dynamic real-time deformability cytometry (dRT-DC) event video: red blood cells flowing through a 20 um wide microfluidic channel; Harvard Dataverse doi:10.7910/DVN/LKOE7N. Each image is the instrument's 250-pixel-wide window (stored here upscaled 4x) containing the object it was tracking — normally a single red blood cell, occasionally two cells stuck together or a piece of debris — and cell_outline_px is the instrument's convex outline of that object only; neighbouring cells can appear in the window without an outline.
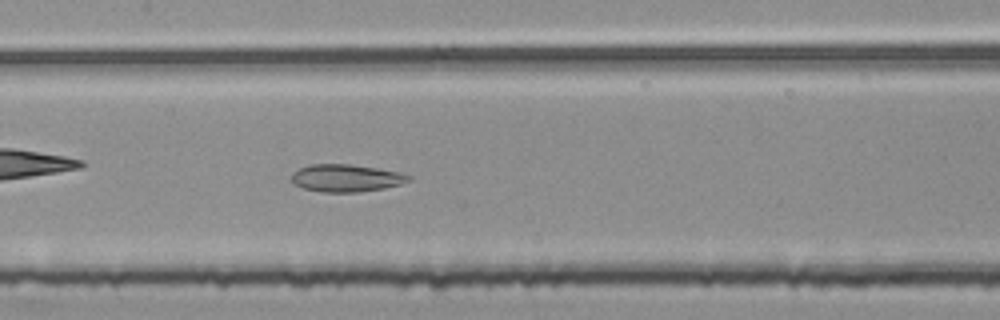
{"species": "common noctule bat (a hibernating species)", "species_latin": "Nyctalus noctula", "temperature_condition": "room temperature", "stored_images_in_passage": 53, "camera_frame_rate_fps": 3000, "um_per_image_px": 0.085, "animal": {"sex": "female", "body_mass_g": 25.1}, "frame": {"image": 1, "passage_image": 26, "time_ms": 8.333, "image_size_px": [1000, 320], "cell_outline_px": [[412, 176], [408, 180], [400, 184], [384, 188], [356, 192], [324, 192], [304, 188], [292, 184], [292, 176], [300, 168], [312, 164], [348, 164], [376, 168], [400, 172]], "centroid_in_image_um": [29.42, 15.13], "position_along_channel_um": 178.0, "area_um2": 18.44}}
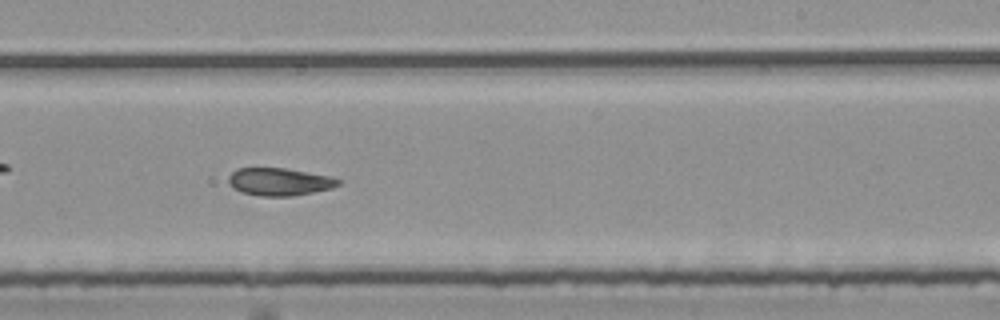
{"frame": {"image": 2, "passage_image": 33, "time_ms": 10.667, "image_size_px": [1000, 320], "cell_outline_px": [[344, 180], [340, 184], [332, 188], [292, 196], [260, 196], [244, 192], [236, 188], [228, 180], [228, 176], [236, 168], [284, 168], [328, 176]], "centroid_in_image_um": [23.78, 15.44], "position_along_channel_um": 265.2, "area_um2": 17.4}}
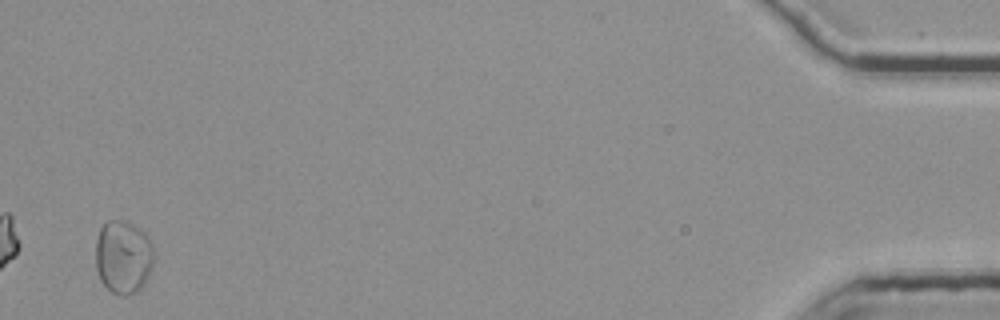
{"frame": {"image": 3, "passage_image": 53, "time_ms": 17.333, "image_size_px": [1000, 320], "cell_outline_px": [[156, 256], [148, 276], [144, 284], [136, 292], [124, 296], [120, 296], [112, 292], [100, 280], [96, 268], [96, 240], [100, 228], [108, 220], [128, 220], [140, 228], [148, 236], [152, 244]], "centroid_in_image_um": [10.5, 21.82], "position_along_channel_um": 424.7, "area_um2": 25.37}, "authors_computed_cell_mechanics": {"area_um2": 21.386, "velocity_mm_per_s": 3.7585, "shape_relaxation_time_tau1_ms": null, "shape_relaxation_time_tau2_ms": 4.8229, "deformation_change_tau1": null, "deformation_change_tau2": 0.1165}}